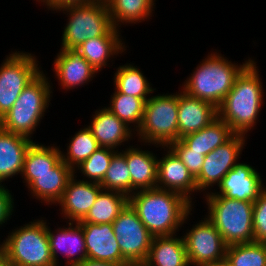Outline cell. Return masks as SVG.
Here are the masks:
<instances>
[{
  "instance_id": "6da1fadb",
  "label": "cell",
  "mask_w": 266,
  "mask_h": 266,
  "mask_svg": "<svg viewBox=\"0 0 266 266\" xmlns=\"http://www.w3.org/2000/svg\"><path fill=\"white\" fill-rule=\"evenodd\" d=\"M129 204L154 237L175 235L193 206L181 194L159 188L136 191Z\"/></svg>"
},
{
  "instance_id": "7a4b0ae2",
  "label": "cell",
  "mask_w": 266,
  "mask_h": 266,
  "mask_svg": "<svg viewBox=\"0 0 266 266\" xmlns=\"http://www.w3.org/2000/svg\"><path fill=\"white\" fill-rule=\"evenodd\" d=\"M256 65L252 60L241 71L233 88L217 108L218 117L229 125L235 134L246 135L253 129L263 106L264 90Z\"/></svg>"
},
{
  "instance_id": "3957f363",
  "label": "cell",
  "mask_w": 266,
  "mask_h": 266,
  "mask_svg": "<svg viewBox=\"0 0 266 266\" xmlns=\"http://www.w3.org/2000/svg\"><path fill=\"white\" fill-rule=\"evenodd\" d=\"M251 61L252 59H248L242 65H236L221 54L213 52L185 80L182 90L218 108L233 88L236 77Z\"/></svg>"
},
{
  "instance_id": "277c9868",
  "label": "cell",
  "mask_w": 266,
  "mask_h": 266,
  "mask_svg": "<svg viewBox=\"0 0 266 266\" xmlns=\"http://www.w3.org/2000/svg\"><path fill=\"white\" fill-rule=\"evenodd\" d=\"M205 198L208 205L206 217L228 246L254 241L253 202L229 199L211 191Z\"/></svg>"
},
{
  "instance_id": "5b68a950",
  "label": "cell",
  "mask_w": 266,
  "mask_h": 266,
  "mask_svg": "<svg viewBox=\"0 0 266 266\" xmlns=\"http://www.w3.org/2000/svg\"><path fill=\"white\" fill-rule=\"evenodd\" d=\"M51 85L43 71L28 84L18 99L0 119V127L5 131L23 135L31 139L33 131L44 117L51 100Z\"/></svg>"
},
{
  "instance_id": "8992f818",
  "label": "cell",
  "mask_w": 266,
  "mask_h": 266,
  "mask_svg": "<svg viewBox=\"0 0 266 266\" xmlns=\"http://www.w3.org/2000/svg\"><path fill=\"white\" fill-rule=\"evenodd\" d=\"M55 10L66 12L69 17L63 30L61 49H76L86 40L104 36L113 27L106 1L71 3Z\"/></svg>"
},
{
  "instance_id": "52a82bcc",
  "label": "cell",
  "mask_w": 266,
  "mask_h": 266,
  "mask_svg": "<svg viewBox=\"0 0 266 266\" xmlns=\"http://www.w3.org/2000/svg\"><path fill=\"white\" fill-rule=\"evenodd\" d=\"M34 221L14 229L1 243V249L11 264L54 266L56 264L49 245L47 222L43 219Z\"/></svg>"
},
{
  "instance_id": "ba28073f",
  "label": "cell",
  "mask_w": 266,
  "mask_h": 266,
  "mask_svg": "<svg viewBox=\"0 0 266 266\" xmlns=\"http://www.w3.org/2000/svg\"><path fill=\"white\" fill-rule=\"evenodd\" d=\"M178 94L150 97L146 103L141 126L137 130L140 141L168 146L178 140Z\"/></svg>"
},
{
  "instance_id": "9c48e42d",
  "label": "cell",
  "mask_w": 266,
  "mask_h": 266,
  "mask_svg": "<svg viewBox=\"0 0 266 266\" xmlns=\"http://www.w3.org/2000/svg\"><path fill=\"white\" fill-rule=\"evenodd\" d=\"M31 53L12 52L0 66V119L14 105L24 88L42 71Z\"/></svg>"
},
{
  "instance_id": "30bf717a",
  "label": "cell",
  "mask_w": 266,
  "mask_h": 266,
  "mask_svg": "<svg viewBox=\"0 0 266 266\" xmlns=\"http://www.w3.org/2000/svg\"><path fill=\"white\" fill-rule=\"evenodd\" d=\"M112 225L122 257L131 266H142L148 258L154 236L147 230L129 203Z\"/></svg>"
},
{
  "instance_id": "8fae6325",
  "label": "cell",
  "mask_w": 266,
  "mask_h": 266,
  "mask_svg": "<svg viewBox=\"0 0 266 266\" xmlns=\"http://www.w3.org/2000/svg\"><path fill=\"white\" fill-rule=\"evenodd\" d=\"M183 237L189 265L204 266L222 262L228 245L216 227L205 217Z\"/></svg>"
},
{
  "instance_id": "7c38bea8",
  "label": "cell",
  "mask_w": 266,
  "mask_h": 266,
  "mask_svg": "<svg viewBox=\"0 0 266 266\" xmlns=\"http://www.w3.org/2000/svg\"><path fill=\"white\" fill-rule=\"evenodd\" d=\"M245 135L235 134L230 140L204 158L200 173L195 177L197 192L205 191L221 183L225 175L237 164V159L245 145ZM206 189V190H205Z\"/></svg>"
},
{
  "instance_id": "4fadbf2b",
  "label": "cell",
  "mask_w": 266,
  "mask_h": 266,
  "mask_svg": "<svg viewBox=\"0 0 266 266\" xmlns=\"http://www.w3.org/2000/svg\"><path fill=\"white\" fill-rule=\"evenodd\" d=\"M221 195L229 199L255 202L266 189L260 174L246 163H237L218 185Z\"/></svg>"
},
{
  "instance_id": "5bb4252c",
  "label": "cell",
  "mask_w": 266,
  "mask_h": 266,
  "mask_svg": "<svg viewBox=\"0 0 266 266\" xmlns=\"http://www.w3.org/2000/svg\"><path fill=\"white\" fill-rule=\"evenodd\" d=\"M69 180L61 199L56 203L61 206L65 219L71 222L81 221L89 212L103 189L99 183L90 182L87 179H75V175Z\"/></svg>"
},
{
  "instance_id": "9a60e30c",
  "label": "cell",
  "mask_w": 266,
  "mask_h": 266,
  "mask_svg": "<svg viewBox=\"0 0 266 266\" xmlns=\"http://www.w3.org/2000/svg\"><path fill=\"white\" fill-rule=\"evenodd\" d=\"M158 159L157 188L181 194L192 204L191 192H197L194 176L170 149Z\"/></svg>"
},
{
  "instance_id": "2e32d148",
  "label": "cell",
  "mask_w": 266,
  "mask_h": 266,
  "mask_svg": "<svg viewBox=\"0 0 266 266\" xmlns=\"http://www.w3.org/2000/svg\"><path fill=\"white\" fill-rule=\"evenodd\" d=\"M84 232L87 258L99 261L128 263L121 254L113 225L79 223Z\"/></svg>"
},
{
  "instance_id": "e0dca14e",
  "label": "cell",
  "mask_w": 266,
  "mask_h": 266,
  "mask_svg": "<svg viewBox=\"0 0 266 266\" xmlns=\"http://www.w3.org/2000/svg\"><path fill=\"white\" fill-rule=\"evenodd\" d=\"M68 226V228L65 226L57 228L55 232L51 231L47 224L49 245L56 265L59 263L57 262L59 251L67 257L66 265L68 266H76L87 258L82 226L78 222L71 221L68 222Z\"/></svg>"
},
{
  "instance_id": "ac0fdd59",
  "label": "cell",
  "mask_w": 266,
  "mask_h": 266,
  "mask_svg": "<svg viewBox=\"0 0 266 266\" xmlns=\"http://www.w3.org/2000/svg\"><path fill=\"white\" fill-rule=\"evenodd\" d=\"M217 117L215 106L182 90L179 93L178 104V140L203 129Z\"/></svg>"
},
{
  "instance_id": "d6986e66",
  "label": "cell",
  "mask_w": 266,
  "mask_h": 266,
  "mask_svg": "<svg viewBox=\"0 0 266 266\" xmlns=\"http://www.w3.org/2000/svg\"><path fill=\"white\" fill-rule=\"evenodd\" d=\"M54 72L62 88L74 89L92 81L98 73L88 61L74 49H60L54 60ZM77 86V87H76Z\"/></svg>"
},
{
  "instance_id": "ffe728a7",
  "label": "cell",
  "mask_w": 266,
  "mask_h": 266,
  "mask_svg": "<svg viewBox=\"0 0 266 266\" xmlns=\"http://www.w3.org/2000/svg\"><path fill=\"white\" fill-rule=\"evenodd\" d=\"M74 170L62 159L52 168V172L34 174V180L28 185L32 197L45 204H56L62 197Z\"/></svg>"
},
{
  "instance_id": "44dd1931",
  "label": "cell",
  "mask_w": 266,
  "mask_h": 266,
  "mask_svg": "<svg viewBox=\"0 0 266 266\" xmlns=\"http://www.w3.org/2000/svg\"><path fill=\"white\" fill-rule=\"evenodd\" d=\"M120 153L126 158L130 171L132 194L157 188L158 158L154 153L132 146Z\"/></svg>"
},
{
  "instance_id": "7402d4cb",
  "label": "cell",
  "mask_w": 266,
  "mask_h": 266,
  "mask_svg": "<svg viewBox=\"0 0 266 266\" xmlns=\"http://www.w3.org/2000/svg\"><path fill=\"white\" fill-rule=\"evenodd\" d=\"M94 116V117H93ZM93 119L87 127L100 147L117 149L123 142L132 138V130L124 121L118 119L109 109L102 108L95 111Z\"/></svg>"
},
{
  "instance_id": "603a6c76",
  "label": "cell",
  "mask_w": 266,
  "mask_h": 266,
  "mask_svg": "<svg viewBox=\"0 0 266 266\" xmlns=\"http://www.w3.org/2000/svg\"><path fill=\"white\" fill-rule=\"evenodd\" d=\"M33 140L0 127V183L22 175L26 152ZM10 177V178H9Z\"/></svg>"
},
{
  "instance_id": "cb8c5ba5",
  "label": "cell",
  "mask_w": 266,
  "mask_h": 266,
  "mask_svg": "<svg viewBox=\"0 0 266 266\" xmlns=\"http://www.w3.org/2000/svg\"><path fill=\"white\" fill-rule=\"evenodd\" d=\"M119 32L120 31L113 26L104 36L86 40L74 50L99 72L103 67L107 66L108 59L126 51L125 44L120 38L121 33Z\"/></svg>"
},
{
  "instance_id": "d4e9b609",
  "label": "cell",
  "mask_w": 266,
  "mask_h": 266,
  "mask_svg": "<svg viewBox=\"0 0 266 266\" xmlns=\"http://www.w3.org/2000/svg\"><path fill=\"white\" fill-rule=\"evenodd\" d=\"M142 266H190L183 237H176V234L153 237L148 258Z\"/></svg>"
},
{
  "instance_id": "484cf974",
  "label": "cell",
  "mask_w": 266,
  "mask_h": 266,
  "mask_svg": "<svg viewBox=\"0 0 266 266\" xmlns=\"http://www.w3.org/2000/svg\"><path fill=\"white\" fill-rule=\"evenodd\" d=\"M234 135L235 133L232 131L231 127L217 117L203 129L188 134L180 140L190 151L201 152L202 155L206 156L218 146L226 143Z\"/></svg>"
},
{
  "instance_id": "4316f807",
  "label": "cell",
  "mask_w": 266,
  "mask_h": 266,
  "mask_svg": "<svg viewBox=\"0 0 266 266\" xmlns=\"http://www.w3.org/2000/svg\"><path fill=\"white\" fill-rule=\"evenodd\" d=\"M128 203L129 197L124 193L102 189L87 215L78 223L112 224Z\"/></svg>"
},
{
  "instance_id": "83f0119b",
  "label": "cell",
  "mask_w": 266,
  "mask_h": 266,
  "mask_svg": "<svg viewBox=\"0 0 266 266\" xmlns=\"http://www.w3.org/2000/svg\"><path fill=\"white\" fill-rule=\"evenodd\" d=\"M61 150L57 146H44L35 141L28 148L22 171L26 186L34 180V174L52 172V168L61 160Z\"/></svg>"
},
{
  "instance_id": "f1b7e54d",
  "label": "cell",
  "mask_w": 266,
  "mask_h": 266,
  "mask_svg": "<svg viewBox=\"0 0 266 266\" xmlns=\"http://www.w3.org/2000/svg\"><path fill=\"white\" fill-rule=\"evenodd\" d=\"M154 2L155 0H106L111 23L116 29L121 23L135 24L152 17Z\"/></svg>"
},
{
  "instance_id": "f546056e",
  "label": "cell",
  "mask_w": 266,
  "mask_h": 266,
  "mask_svg": "<svg viewBox=\"0 0 266 266\" xmlns=\"http://www.w3.org/2000/svg\"><path fill=\"white\" fill-rule=\"evenodd\" d=\"M139 69L140 68L130 63L128 65L119 66L114 75L115 89L119 93L129 96L149 99V94H153L156 88L152 89V87H150L151 84L148 82L147 77H145Z\"/></svg>"
},
{
  "instance_id": "4dcf8cb0",
  "label": "cell",
  "mask_w": 266,
  "mask_h": 266,
  "mask_svg": "<svg viewBox=\"0 0 266 266\" xmlns=\"http://www.w3.org/2000/svg\"><path fill=\"white\" fill-rule=\"evenodd\" d=\"M148 99H141L119 93L116 89L111 96L110 106H107L118 119L124 121L128 126L132 123L137 131L141 126L145 103ZM136 124V125H135Z\"/></svg>"
},
{
  "instance_id": "1f68e13d",
  "label": "cell",
  "mask_w": 266,
  "mask_h": 266,
  "mask_svg": "<svg viewBox=\"0 0 266 266\" xmlns=\"http://www.w3.org/2000/svg\"><path fill=\"white\" fill-rule=\"evenodd\" d=\"M225 261L230 266H266V243L253 241L229 245Z\"/></svg>"
},
{
  "instance_id": "d6a6232c",
  "label": "cell",
  "mask_w": 266,
  "mask_h": 266,
  "mask_svg": "<svg viewBox=\"0 0 266 266\" xmlns=\"http://www.w3.org/2000/svg\"><path fill=\"white\" fill-rule=\"evenodd\" d=\"M69 142L67 153L61 152V158L74 172L76 166L100 148L88 127L80 129Z\"/></svg>"
},
{
  "instance_id": "836d02e7",
  "label": "cell",
  "mask_w": 266,
  "mask_h": 266,
  "mask_svg": "<svg viewBox=\"0 0 266 266\" xmlns=\"http://www.w3.org/2000/svg\"><path fill=\"white\" fill-rule=\"evenodd\" d=\"M104 190L118 191L128 197L132 195V183L126 158L117 152L111 159L103 180L99 183Z\"/></svg>"
},
{
  "instance_id": "e575fe53",
  "label": "cell",
  "mask_w": 266,
  "mask_h": 266,
  "mask_svg": "<svg viewBox=\"0 0 266 266\" xmlns=\"http://www.w3.org/2000/svg\"><path fill=\"white\" fill-rule=\"evenodd\" d=\"M117 152L118 150L112 148L100 147L90 157L76 166V169L80 170L85 177H88L87 179L90 182L100 183L109 168L111 159Z\"/></svg>"
},
{
  "instance_id": "d590c367",
  "label": "cell",
  "mask_w": 266,
  "mask_h": 266,
  "mask_svg": "<svg viewBox=\"0 0 266 266\" xmlns=\"http://www.w3.org/2000/svg\"><path fill=\"white\" fill-rule=\"evenodd\" d=\"M162 148H170L186 165L188 171L194 176V178L200 173L205 158V155H202L201 152L190 151L180 139L171 142L166 148L165 146H162Z\"/></svg>"
},
{
  "instance_id": "8d00e7d4",
  "label": "cell",
  "mask_w": 266,
  "mask_h": 266,
  "mask_svg": "<svg viewBox=\"0 0 266 266\" xmlns=\"http://www.w3.org/2000/svg\"><path fill=\"white\" fill-rule=\"evenodd\" d=\"M254 241L266 242V189L253 202Z\"/></svg>"
},
{
  "instance_id": "74e56055",
  "label": "cell",
  "mask_w": 266,
  "mask_h": 266,
  "mask_svg": "<svg viewBox=\"0 0 266 266\" xmlns=\"http://www.w3.org/2000/svg\"><path fill=\"white\" fill-rule=\"evenodd\" d=\"M0 183V226L11 218L14 211V198L10 191Z\"/></svg>"
},
{
  "instance_id": "f35d334b",
  "label": "cell",
  "mask_w": 266,
  "mask_h": 266,
  "mask_svg": "<svg viewBox=\"0 0 266 266\" xmlns=\"http://www.w3.org/2000/svg\"><path fill=\"white\" fill-rule=\"evenodd\" d=\"M38 2H43V5L47 6L48 9L55 11L56 8L71 4V3H85L92 0H37Z\"/></svg>"
},
{
  "instance_id": "ab89813d",
  "label": "cell",
  "mask_w": 266,
  "mask_h": 266,
  "mask_svg": "<svg viewBox=\"0 0 266 266\" xmlns=\"http://www.w3.org/2000/svg\"><path fill=\"white\" fill-rule=\"evenodd\" d=\"M76 266H131L129 263H118V262H108V261H99L86 258L81 263Z\"/></svg>"
},
{
  "instance_id": "60d3db41",
  "label": "cell",
  "mask_w": 266,
  "mask_h": 266,
  "mask_svg": "<svg viewBox=\"0 0 266 266\" xmlns=\"http://www.w3.org/2000/svg\"><path fill=\"white\" fill-rule=\"evenodd\" d=\"M0 266H12L6 253L2 249H0Z\"/></svg>"
},
{
  "instance_id": "b9f144b4",
  "label": "cell",
  "mask_w": 266,
  "mask_h": 266,
  "mask_svg": "<svg viewBox=\"0 0 266 266\" xmlns=\"http://www.w3.org/2000/svg\"><path fill=\"white\" fill-rule=\"evenodd\" d=\"M204 266H230L225 260L222 262H218V263H213V264H207Z\"/></svg>"
}]
</instances>
